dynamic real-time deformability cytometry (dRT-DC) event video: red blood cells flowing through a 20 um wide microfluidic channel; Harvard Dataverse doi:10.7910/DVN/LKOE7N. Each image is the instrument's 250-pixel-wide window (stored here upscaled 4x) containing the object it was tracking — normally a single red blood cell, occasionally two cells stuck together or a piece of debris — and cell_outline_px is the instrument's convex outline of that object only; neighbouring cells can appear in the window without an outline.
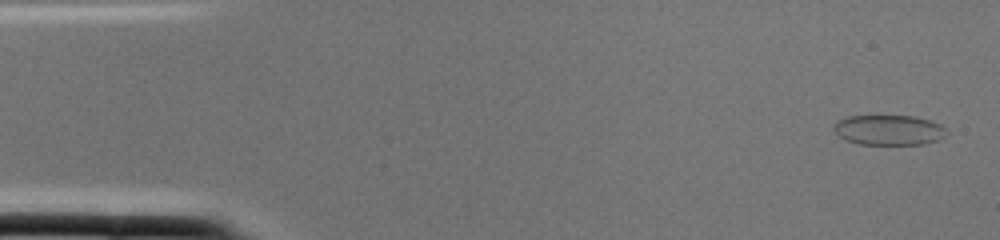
{"species": "common noctule bat (a hibernating species)", "species_latin": "Nyctalus noctula", "temperature_condition": "cold", "stored_images_in_passage": 2, "camera_frame_rate_fps": 3000, "um_per_image_px": 0.085, "animal": {"sex": "female", "body_mass_g": 22.0, "forearm_length_mm": 56.7}, "frame": {"image": 1, "passage_image": 1, "time_ms": 0.0, "image_size_px": [1000, 240], "cell_outline_px": [[948, 132], [940, 140], [924, 144], [860, 144], [848, 140], [840, 136], [832, 128], [832, 124], [836, 120], [848, 116], [916, 116], [940, 124]], "centroid_in_image_um": [75.55, 11.04], "position_along_channel_um": 9.5, "area_um2": 19.83}}
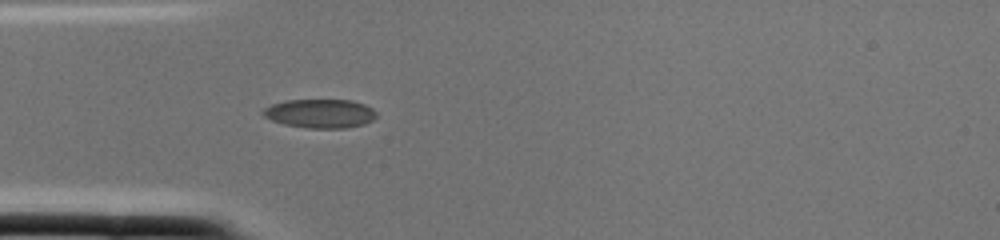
{"frame": {"image": 2, "passage_image": 2, "time_ms": 0.333, "image_size_px": [1000, 240], "cell_outline_px": [[376, 116], [372, 120], [364, 124], [344, 128], [308, 128], [284, 124], [272, 120], [264, 116], [260, 112], [264, 108], [272, 104], [288, 100], [352, 100], [364, 104], [372, 108], [376, 112]], "centroid_in_image_um": [27.2, 9.64], "position_along_channel_um": 57.8, "area_um2": 19.02}}